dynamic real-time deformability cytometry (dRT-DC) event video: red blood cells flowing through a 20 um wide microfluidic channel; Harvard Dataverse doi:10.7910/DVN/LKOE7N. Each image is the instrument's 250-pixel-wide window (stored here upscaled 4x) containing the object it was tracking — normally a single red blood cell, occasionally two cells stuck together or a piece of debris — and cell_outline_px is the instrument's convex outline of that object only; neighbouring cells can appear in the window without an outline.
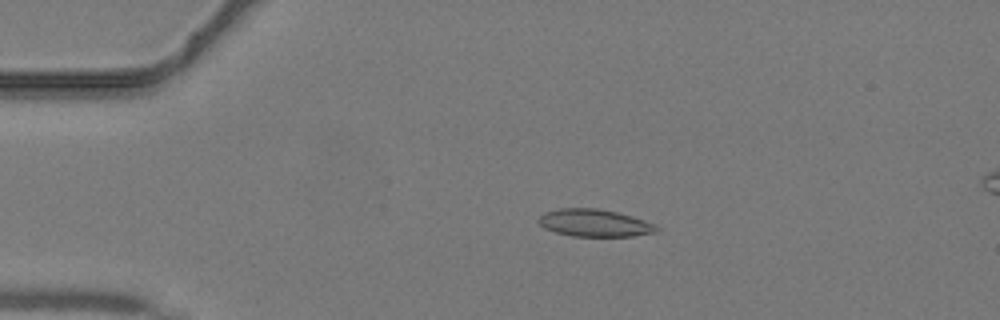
{"species": "common noctule bat (a hibernating species)", "species_latin": "Nyctalus noctula", "temperature_condition": "warm", "stored_images_in_passage": 40, "camera_frame_rate_fps": 3000, "um_per_image_px": 0.085, "animal": {"sex": "male", "body_mass_g": 19.2, "forearm_length_mm": 51.8}, "frame": {"image": 1, "passage_image": 4, "time_ms": 1.0, "image_size_px": [1000, 320], "cell_outline_px": [[660, 232], [632, 236], [572, 236], [556, 232], [544, 228], [536, 220], [544, 212], [560, 208], [596, 208], [616, 212], [644, 220], [656, 224], [660, 228]], "centroid_in_image_um": [50.55, 18.95], "position_along_channel_um": 34.4, "area_um2": 18.9}}
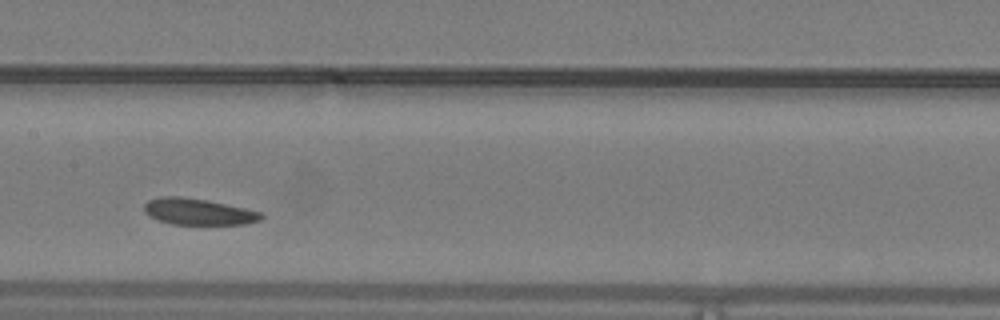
{"frame": {"image": 2, "passage_image": 18, "time_ms": 5.667, "image_size_px": [1000, 320], "cell_outline_px": [[264, 216], [260, 220], [244, 224], [172, 224], [156, 220], [148, 216], [144, 212], [144, 204], [148, 200], [160, 196], [180, 196], [208, 200], [244, 208], [260, 212]], "centroid_in_image_um": [16.79, 17.99], "position_along_channel_um": 190.6, "area_um2": 18.03}}
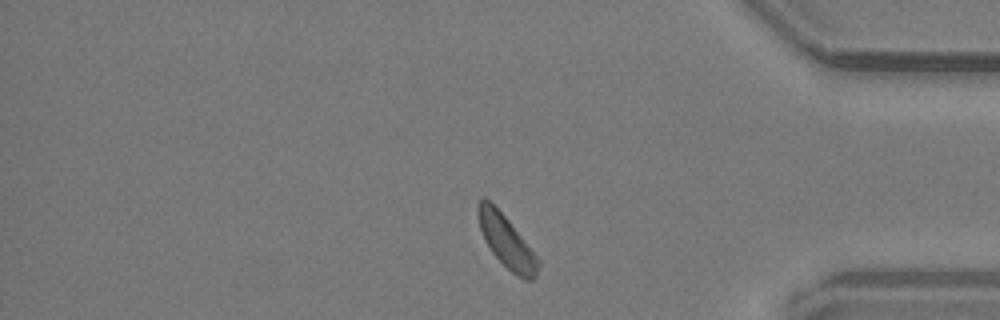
{"frame": {"image": 3, "passage_image": 33, "time_ms": 10.667, "image_size_px": [1000, 320], "cell_outline_px": [[540, 264], [536, 276], [532, 280], [524, 280], [516, 276], [492, 252], [480, 228], [476, 212], [476, 204], [480, 196], [484, 196], [508, 220], [540, 260]], "centroid_in_image_um": [43.04, 20.52], "position_along_channel_um": 392.2, "area_um2": 18.03}}